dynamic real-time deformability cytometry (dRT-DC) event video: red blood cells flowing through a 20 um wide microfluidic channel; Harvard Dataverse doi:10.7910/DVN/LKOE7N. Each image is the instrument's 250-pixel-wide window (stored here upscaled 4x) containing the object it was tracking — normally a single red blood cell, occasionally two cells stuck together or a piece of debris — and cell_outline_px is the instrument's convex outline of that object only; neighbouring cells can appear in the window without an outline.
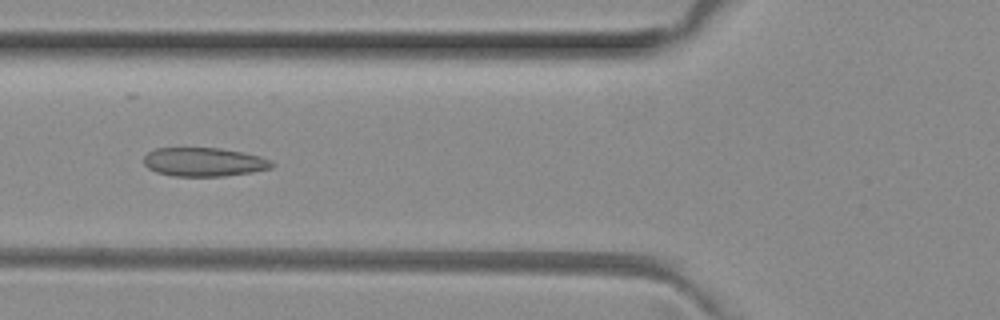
{"species": "common noctule bat (a hibernating species)", "species_latin": "Nyctalus noctula", "temperature_condition": "room temperature", "stored_images_in_passage": 5, "camera_frame_rate_fps": 3000, "um_per_image_px": 0.085, "animal": {"sex": "female", "body_mass_g": 29.2, "forearm_length_mm": 56.3}, "frame": {"image": 1, "passage_image": 5, "time_ms": 1.333, "image_size_px": [1000, 320], "cell_outline_px": [[276, 164], [272, 168], [252, 172], [224, 176], [172, 176], [156, 172], [148, 168], [144, 164], [144, 156], [148, 152], [156, 148], [220, 148], [244, 152], [260, 156], [272, 160]], "centroid_in_image_um": [17.37, 13.77], "position_along_channel_um": 108.4, "area_um2": 21.68}}